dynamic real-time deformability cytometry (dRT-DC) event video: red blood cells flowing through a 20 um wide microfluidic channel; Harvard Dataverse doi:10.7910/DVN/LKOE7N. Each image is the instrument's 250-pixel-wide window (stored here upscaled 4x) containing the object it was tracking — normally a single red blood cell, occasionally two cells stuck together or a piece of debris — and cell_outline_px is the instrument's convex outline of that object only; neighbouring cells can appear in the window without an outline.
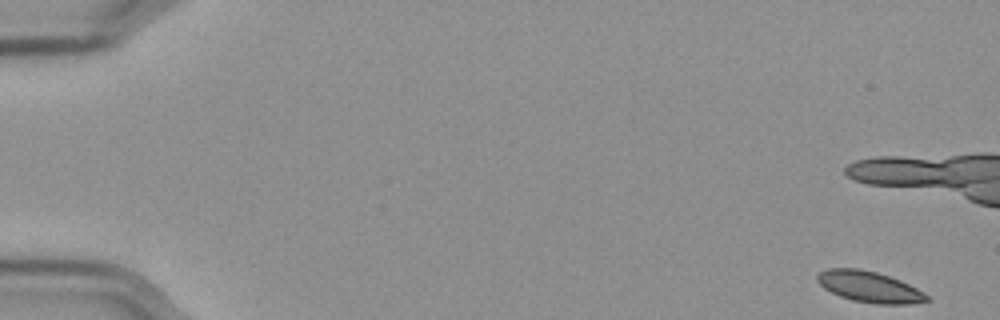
{"species": "Egyptian fruit bat (a non-hibernating species)", "species_latin": "Rousettus aegyptiacus", "temperature_condition": "cold", "stored_images_in_passage": 18, "camera_frame_rate_fps": 3000, "um_per_image_px": 0.085, "frame": {"image": 1, "passage_image": 1, "time_ms": 0.0, "image_size_px": [1000, 320], "cell_outline_px": [[932, 300], [912, 304], [876, 304], [852, 300], [840, 296], [824, 288], [816, 280], [816, 276], [820, 272], [828, 268], [860, 268], [876, 272], [900, 280], [924, 292]], "centroid_in_image_um": [73.91, 24.38], "position_along_channel_um": 11.1, "area_um2": 19.83}}